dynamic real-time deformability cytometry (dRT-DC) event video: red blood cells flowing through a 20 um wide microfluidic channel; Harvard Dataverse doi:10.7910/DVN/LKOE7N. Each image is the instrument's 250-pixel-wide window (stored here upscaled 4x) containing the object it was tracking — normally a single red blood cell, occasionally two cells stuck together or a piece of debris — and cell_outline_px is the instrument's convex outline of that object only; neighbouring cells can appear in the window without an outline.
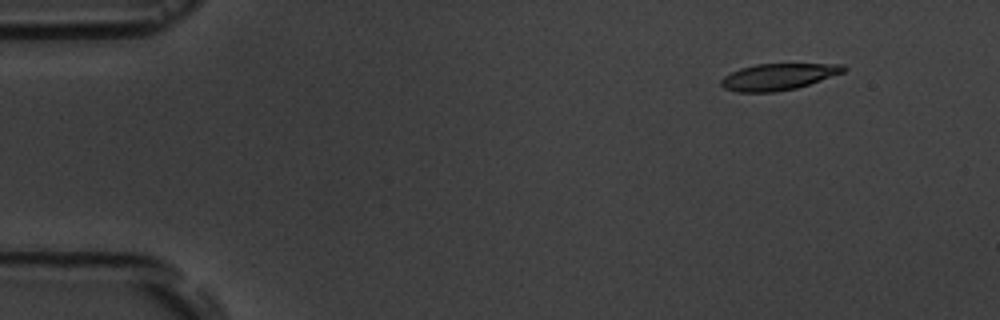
{"species": "common noctule bat (a hibernating species)", "species_latin": "Nyctalus noctula", "temperature_condition": "room temperature", "stored_images_in_passage": 3, "camera_frame_rate_fps": 3000, "um_per_image_px": 0.085, "animal": {"sex": "male", "body_mass_g": 19.5, "forearm_length_mm": 54.6}, "frame": {"image": 1, "passage_image": 1, "time_ms": 0.0, "image_size_px": [1000, 320], "cell_outline_px": [[848, 68], [844, 72], [796, 88], [776, 92], [736, 92], [724, 88], [720, 84], [720, 80], [724, 76], [740, 68], [756, 64], [844, 64]], "centroid_in_image_um": [66.13, 6.52], "position_along_channel_um": 18.9, "area_um2": 18.84}}
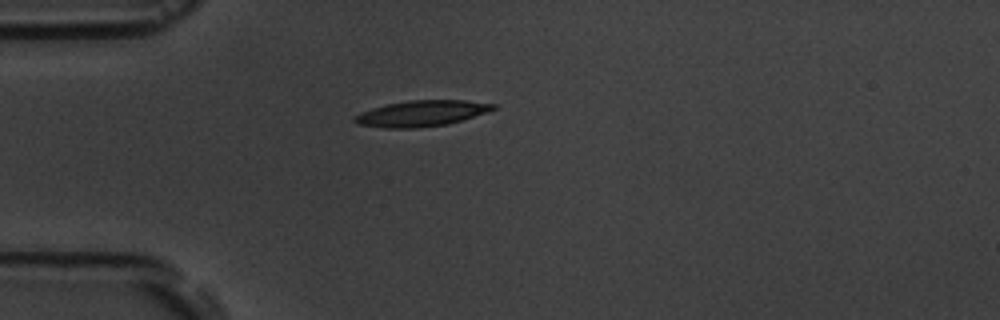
{"frame": {"image": 2, "passage_image": 3, "time_ms": 3.0, "image_size_px": [1000, 320], "cell_outline_px": [[496, 108], [448, 124], [412, 128], [384, 128], [360, 124], [352, 120], [356, 116], [372, 108], [388, 104], [408, 100], [464, 100], [496, 104]], "centroid_in_image_um": [35.82, 9.63], "position_along_channel_um": 49.2, "area_um2": 20.4}}